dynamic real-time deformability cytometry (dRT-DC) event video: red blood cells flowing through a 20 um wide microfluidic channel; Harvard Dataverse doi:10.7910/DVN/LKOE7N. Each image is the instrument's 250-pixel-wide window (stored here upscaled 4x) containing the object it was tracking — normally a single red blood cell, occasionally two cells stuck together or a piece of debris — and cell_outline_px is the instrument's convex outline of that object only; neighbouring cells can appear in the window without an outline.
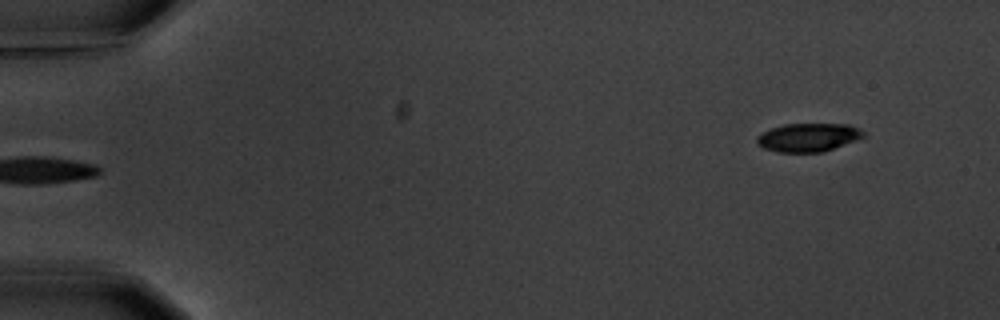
{"species": "common noctule bat (a hibernating species)", "species_latin": "Nyctalus noctula", "temperature_condition": "warm", "stored_images_in_passage": 6, "segment_of_instrument_passage": [2, 2], "camera_frame_rate_fps": 3000, "um_per_image_px": 0.085, "animal": {"sex": "male", "body_mass_g": 20.1, "forearm_length_mm": 53.5}, "frame": {"image": 1, "passage_image": 6, "time_ms": 7.0, "image_size_px": [1000, 320], "cell_outline_px": [[864, 136], [832, 148], [820, 152], [776, 152], [764, 148], [756, 144], [756, 136], [760, 132], [784, 124], [848, 124], [860, 128], [864, 132]], "centroid_in_image_um": [68.62, 11.67], "position_along_channel_um": 16.4, "area_um2": 17.51}}